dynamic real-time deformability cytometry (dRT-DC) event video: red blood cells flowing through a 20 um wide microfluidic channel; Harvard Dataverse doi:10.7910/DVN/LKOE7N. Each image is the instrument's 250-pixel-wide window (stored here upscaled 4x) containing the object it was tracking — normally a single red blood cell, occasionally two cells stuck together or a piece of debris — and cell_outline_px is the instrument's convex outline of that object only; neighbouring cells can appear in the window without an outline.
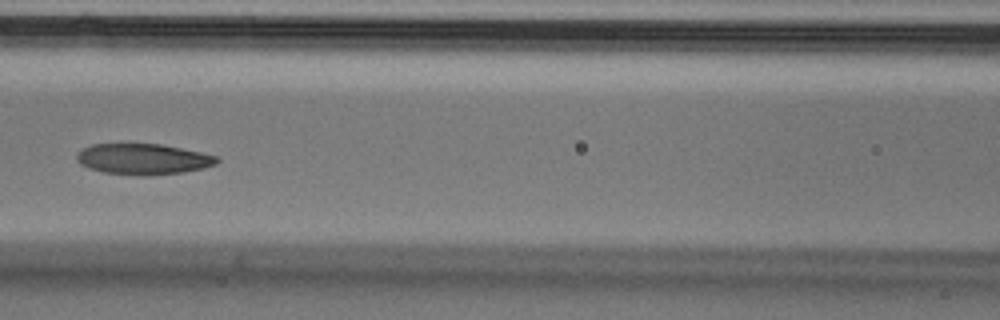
{"species": "Egyptian fruit bat (a non-hibernating species)", "species_latin": "Rousettus aegyptiacus", "temperature_condition": "cold", "stored_images_in_passage": 9, "camera_frame_rate_fps": 3000, "um_per_image_px": 0.085, "animal": {"sex": "male"}, "frame": {"image": 1, "passage_image": 6, "time_ms": 1.667, "image_size_px": [1000, 320], "cell_outline_px": [[220, 160], [216, 164], [204, 168], [184, 172], [148, 176], [144, 176], [104, 172], [88, 168], [80, 164], [76, 160], [76, 152], [92, 144], [160, 144], [200, 152], [216, 156]], "centroid_in_image_um": [12.15, 13.53], "position_along_channel_um": 154.5, "area_um2": 25.2}}
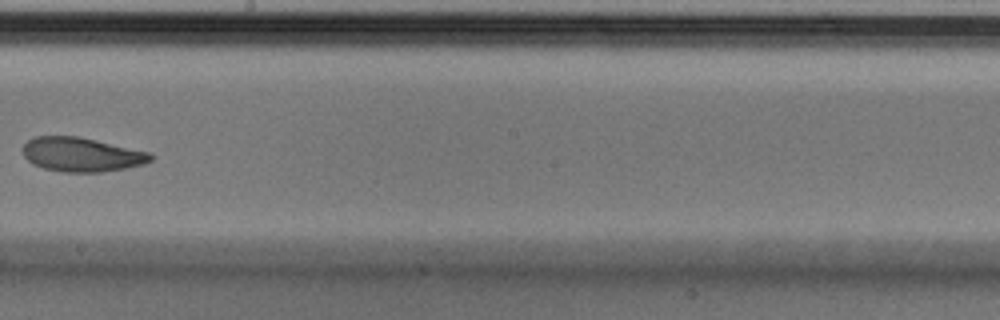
{"frame": {"image": 2, "passage_image": 8, "time_ms": 2.333, "image_size_px": [1000, 320], "cell_outline_px": [[156, 156], [152, 160], [144, 164], [124, 168], [100, 172], [60, 172], [44, 168], [32, 164], [24, 156], [24, 144], [32, 136], [76, 136], [96, 140], [152, 152]], "centroid_in_image_um": [6.97, 13.13], "position_along_channel_um": 241.2, "area_um2": 25.61}}
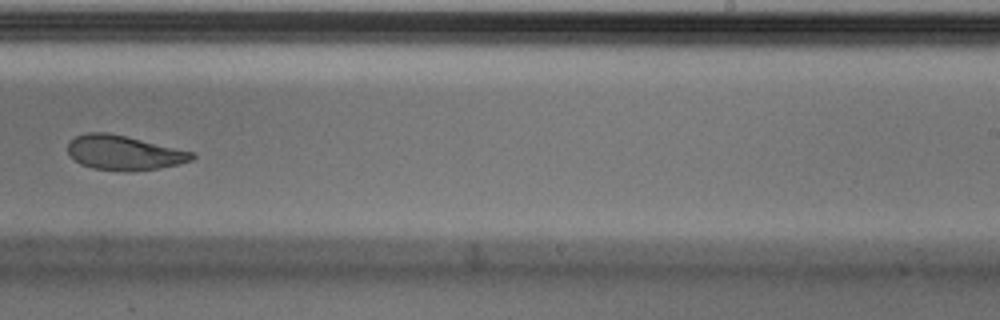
{"frame": {"image": 3, "passage_image": 9, "time_ms": 2.667, "image_size_px": [1000, 320], "cell_outline_px": [[196, 156], [192, 160], [160, 168], [92, 168], [80, 164], [68, 152], [68, 144], [76, 136], [88, 132], [108, 132], [196, 152]], "centroid_in_image_um": [10.56, 12.93], "position_along_channel_um": 278.4, "area_um2": 24.04}}